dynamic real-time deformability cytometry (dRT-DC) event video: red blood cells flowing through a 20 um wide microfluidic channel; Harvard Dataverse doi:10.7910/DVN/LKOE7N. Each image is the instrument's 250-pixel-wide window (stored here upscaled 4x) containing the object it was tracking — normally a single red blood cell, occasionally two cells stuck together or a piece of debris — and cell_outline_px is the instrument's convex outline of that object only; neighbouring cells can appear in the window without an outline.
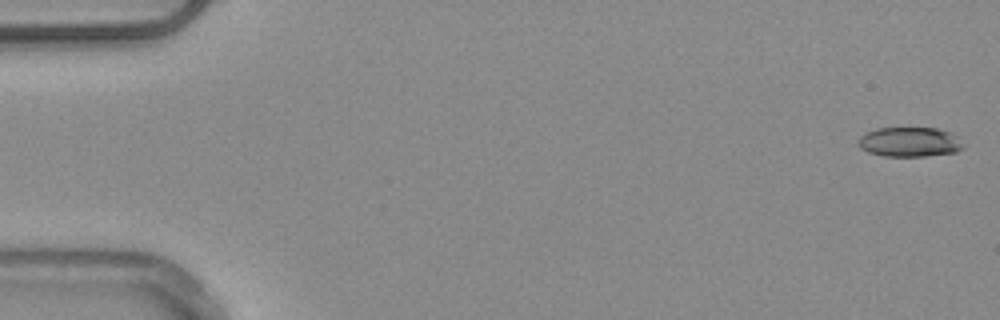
{"species": "common noctule bat (a hibernating species)", "species_latin": "Nyctalus noctula", "temperature_condition": "warm", "stored_images_in_passage": 52, "camera_frame_rate_fps": 3000, "um_per_image_px": 0.085, "animal": {"sex": "male", "body_mass_g": 20.4}, "frame": {"image": 1, "passage_image": 1, "time_ms": 0.0, "image_size_px": [1000, 320], "cell_outline_px": [[964, 148], [956, 152], [924, 156], [884, 156], [868, 152], [860, 148], [856, 140], [860, 136], [876, 128], [936, 128], [948, 132], [956, 136], [964, 144]], "centroid_in_image_um": [77.3, 12.07], "position_along_channel_um": 7.7, "area_um2": 18.15}}
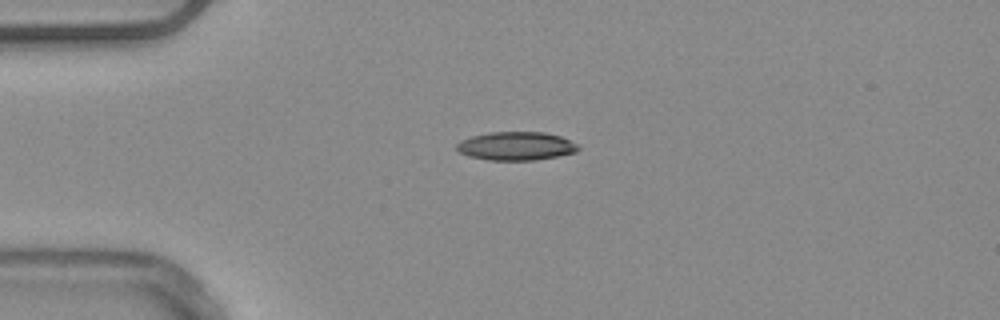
{"frame": {"image": 2, "passage_image": 13, "time_ms": 4.0, "image_size_px": [1000, 320], "cell_outline_px": [[580, 148], [576, 152], [536, 160], [488, 160], [468, 156], [460, 152], [456, 148], [456, 144], [460, 140], [472, 136], [492, 132], [544, 132], [560, 136], [580, 144]], "centroid_in_image_um": [43.88, 12.41], "position_along_channel_um": 41.1, "area_um2": 20.23}, "authors_computed_cell_mechanics": {"area_um2": 19.9121, "velocity_mm_per_s": 3.9291, "shape_relaxation_time_tau1_ms": 9.0865, "shape_relaxation_time_tau2_ms": 6.0434, "deformation_change_tau1": 0.2116, "deformation_change_tau2": 0.1638}}